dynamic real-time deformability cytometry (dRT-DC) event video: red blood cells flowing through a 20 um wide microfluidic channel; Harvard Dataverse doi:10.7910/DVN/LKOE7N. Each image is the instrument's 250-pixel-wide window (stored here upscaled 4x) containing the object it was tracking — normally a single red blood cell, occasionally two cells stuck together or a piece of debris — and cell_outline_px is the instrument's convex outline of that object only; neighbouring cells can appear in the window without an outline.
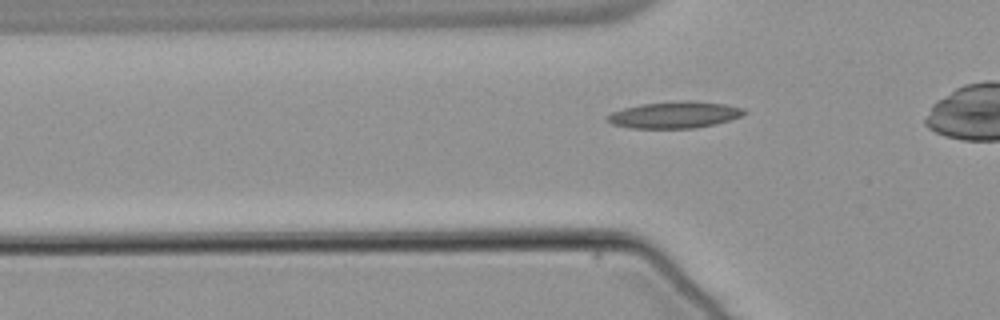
{"species": "common noctule bat (a hibernating species)", "species_latin": "Nyctalus noctula", "temperature_condition": "warm", "stored_images_in_passage": 38, "camera_frame_rate_fps": 3000, "um_per_image_px": 0.085, "animal": {"sex": "male", "body_mass_g": 21.5, "forearm_length_mm": 52.0}, "frame": {"image": 1, "passage_image": 12, "time_ms": 3.667, "image_size_px": [1000, 320], "cell_outline_px": [[748, 112], [740, 116], [728, 120], [712, 124], [692, 128], [632, 128], [612, 124], [604, 120], [604, 116], [612, 112], [624, 108], [640, 104], [684, 100], [724, 104], [744, 108]], "centroid_in_image_um": [57.27, 9.76], "position_along_channel_um": 68.5, "area_um2": 21.1}}
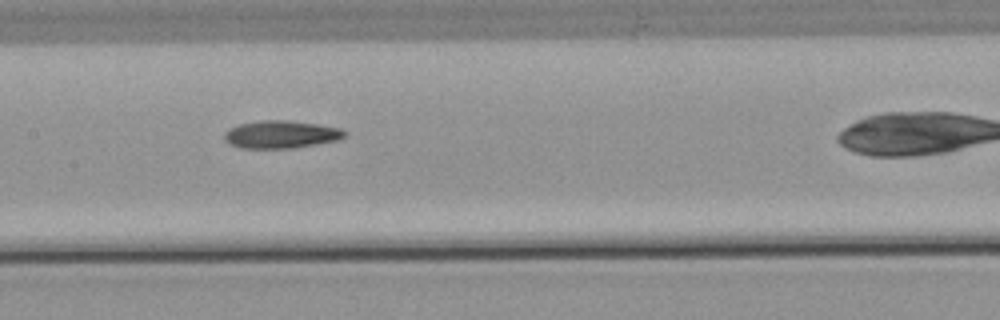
{"frame": {"image": 2, "passage_image": 21, "time_ms": 6.667, "image_size_px": [1000, 320], "cell_outline_px": [[348, 136], [336, 140], [316, 144], [292, 148], [240, 148], [228, 144], [224, 140], [224, 132], [228, 128], [240, 124], [264, 120], [284, 120], [320, 124], [340, 128], [348, 132]], "centroid_in_image_um": [23.88, 11.43], "position_along_channel_um": 183.5, "area_um2": 19.54}}
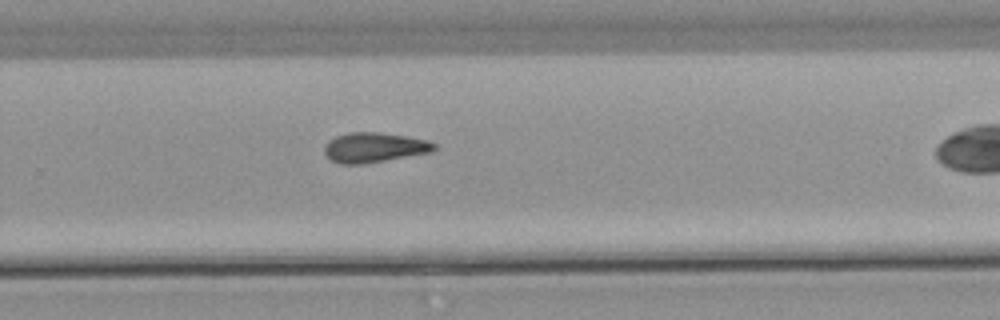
{"frame": {"image": 3, "passage_image": 30, "time_ms": 9.667, "image_size_px": [1000, 320], "cell_outline_px": [[436, 148], [432, 152], [360, 164], [340, 164], [332, 160], [324, 152], [324, 144], [328, 140], [336, 136], [348, 132], [380, 132], [428, 140], [436, 144]], "centroid_in_image_um": [31.79, 12.52], "position_along_channel_um": 298.0, "area_um2": 19.02}}